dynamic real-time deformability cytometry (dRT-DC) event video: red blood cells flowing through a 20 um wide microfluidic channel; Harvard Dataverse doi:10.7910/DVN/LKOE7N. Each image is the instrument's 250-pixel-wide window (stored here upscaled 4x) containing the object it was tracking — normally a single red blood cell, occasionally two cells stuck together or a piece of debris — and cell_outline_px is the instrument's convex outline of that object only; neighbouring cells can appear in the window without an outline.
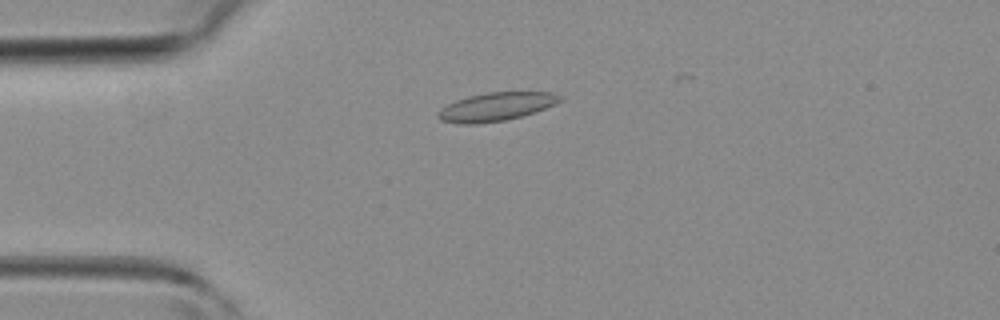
{"species": "common noctule bat (a hibernating species)", "species_latin": "Nyctalus noctula", "temperature_condition": "room temperature", "stored_images_in_passage": 18, "camera_frame_rate_fps": 3000, "um_per_image_px": 0.085, "animal": {"sex": "female", "body_mass_g": 19.3, "forearm_length_mm": 54.1}, "frame": {"image": 1, "passage_image": 10, "time_ms": 3.0, "image_size_px": [1000, 320], "cell_outline_px": [[564, 100], [556, 104], [508, 120], [476, 124], [460, 124], [440, 120], [436, 116], [440, 108], [456, 100], [468, 96], [488, 92], [552, 92], [560, 96]], "centroid_in_image_um": [42.14, 9.07], "position_along_channel_um": 42.9, "area_um2": 20.17}}
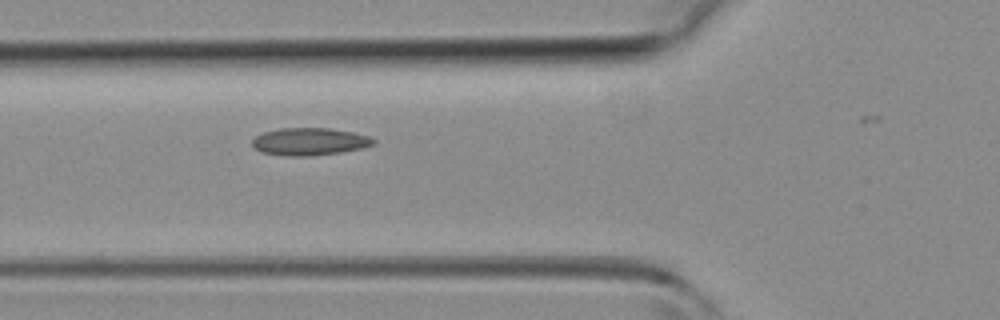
{"frame": {"image": 2, "passage_image": 15, "time_ms": 4.667, "image_size_px": [1000, 320], "cell_outline_px": [[376, 144], [360, 148], [340, 152], [308, 156], [284, 156], [260, 152], [252, 144], [252, 140], [256, 136], [264, 132], [280, 128], [328, 128], [352, 132], [368, 136], [376, 140]], "centroid_in_image_um": [26.3, 12.03], "position_along_channel_um": 99.5, "area_um2": 19.31}}
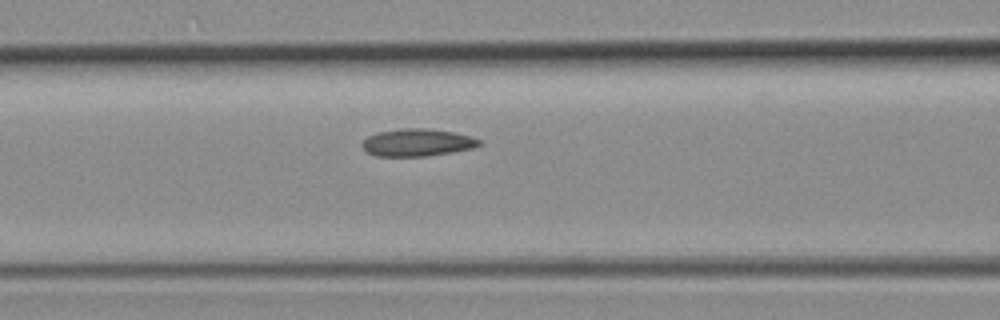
{"frame": {"image": 3, "passage_image": 17, "time_ms": 5.333, "image_size_px": [1000, 320], "cell_outline_px": [[480, 144], [472, 148], [452, 152], [428, 156], [376, 156], [368, 152], [360, 144], [368, 136], [376, 132], [400, 128], [428, 128], [452, 132], [468, 136], [480, 140]], "centroid_in_image_um": [35.42, 12.11], "position_along_channel_um": 131.2, "area_um2": 18.61}}